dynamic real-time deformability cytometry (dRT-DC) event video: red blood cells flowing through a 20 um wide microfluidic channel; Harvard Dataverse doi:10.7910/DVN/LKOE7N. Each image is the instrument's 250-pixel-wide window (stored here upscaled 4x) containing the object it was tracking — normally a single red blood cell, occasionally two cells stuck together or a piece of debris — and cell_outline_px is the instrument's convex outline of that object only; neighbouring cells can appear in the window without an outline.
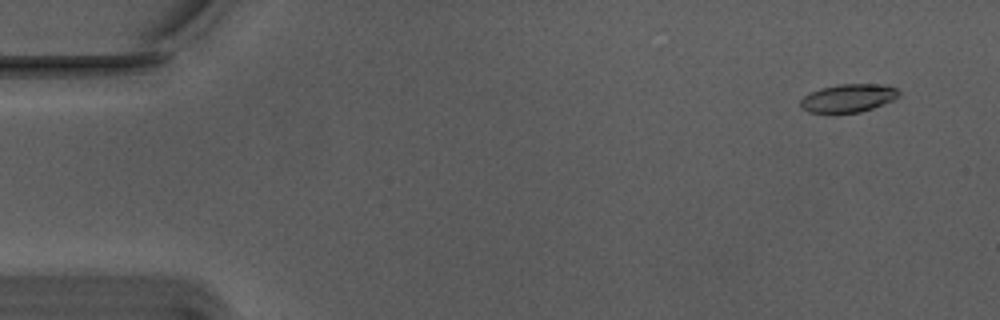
{"species": "Egyptian fruit bat (a non-hibernating species)", "species_latin": "Rousettus aegyptiacus", "temperature_condition": "warm", "stored_images_in_passage": 5, "camera_frame_rate_fps": 3000, "um_per_image_px": 0.085, "animal": {"sex": "male"}, "frame": {"image": 1, "passage_image": 4, "time_ms": 1.0, "image_size_px": [1000, 320], "cell_outline_px": [[900, 96], [892, 100], [872, 108], [860, 112], [808, 112], [800, 104], [800, 100], [804, 96], [820, 88], [840, 84], [884, 84], [896, 88], [900, 92]], "centroid_in_image_um": [72.13, 8.32], "position_along_channel_um": 12.9, "area_um2": 15.9}}